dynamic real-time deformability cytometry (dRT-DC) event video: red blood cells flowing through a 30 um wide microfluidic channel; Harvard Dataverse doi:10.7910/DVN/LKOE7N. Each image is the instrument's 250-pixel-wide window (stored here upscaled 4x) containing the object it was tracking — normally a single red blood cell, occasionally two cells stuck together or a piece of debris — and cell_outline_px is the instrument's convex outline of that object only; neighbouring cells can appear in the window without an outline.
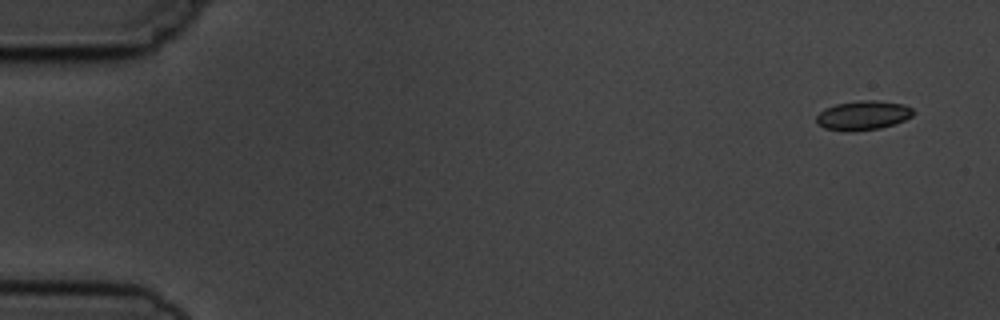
{"species": "common noctule bat (a hibernating species)", "species_latin": "Nyctalus noctula", "temperature_condition": "cold", "stored_images_in_passage": 3, "camera_frame_rate_fps": 3000, "um_per_image_px": 0.085, "animal": {"sex": "male", "body_mass_g": 19.5, "forearm_length_mm": 54.6}, "frame": {"image": 1, "passage_image": 1, "time_ms": 0.0, "image_size_px": [1000, 320], "cell_outline_px": [[916, 112], [912, 116], [904, 120], [880, 128], [852, 132], [844, 132], [824, 128], [816, 124], [816, 116], [824, 108], [836, 104], [860, 100], [876, 100], [904, 104], [912, 108]], "centroid_in_image_um": [73.33, 9.81], "position_along_channel_um": 11.7, "area_um2": 16.76}}